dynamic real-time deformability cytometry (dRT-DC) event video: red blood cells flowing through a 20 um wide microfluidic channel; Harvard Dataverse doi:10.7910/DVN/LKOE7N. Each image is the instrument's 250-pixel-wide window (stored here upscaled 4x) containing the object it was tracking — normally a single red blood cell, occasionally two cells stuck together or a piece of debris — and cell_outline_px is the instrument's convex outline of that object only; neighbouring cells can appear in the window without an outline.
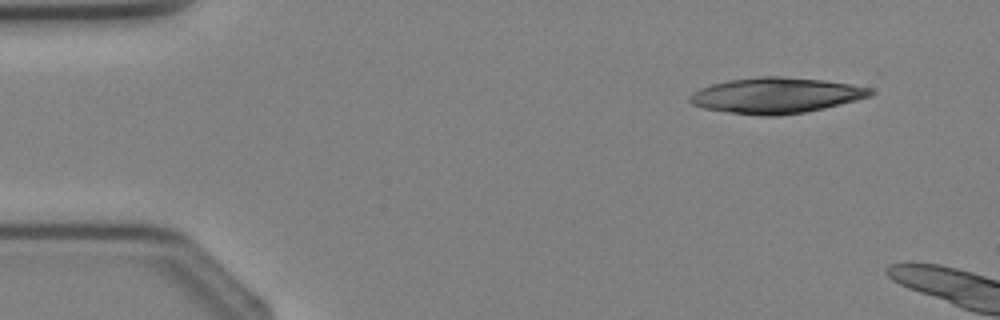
{"species": "Egyptian fruit bat (a non-hibernating species)", "species_latin": "Rousettus aegyptiacus", "temperature_condition": "cold", "stored_images_in_passage": 3, "camera_frame_rate_fps": 3000, "um_per_image_px": 0.085, "animal": {"sex": "female"}, "frame": {"image": 1, "passage_image": 1, "time_ms": 0.0, "image_size_px": [1000, 320], "cell_outline_px": [[876, 92], [872, 96], [824, 108], [804, 112], [776, 116], [764, 116], [732, 112], [704, 108], [692, 104], [688, 100], [688, 96], [692, 92], [700, 88], [712, 84], [728, 80], [760, 76], [780, 76], [868, 84]], "centroid_in_image_um": [66.07, 8.09], "position_along_channel_um": 18.9, "area_um2": 38.03}}